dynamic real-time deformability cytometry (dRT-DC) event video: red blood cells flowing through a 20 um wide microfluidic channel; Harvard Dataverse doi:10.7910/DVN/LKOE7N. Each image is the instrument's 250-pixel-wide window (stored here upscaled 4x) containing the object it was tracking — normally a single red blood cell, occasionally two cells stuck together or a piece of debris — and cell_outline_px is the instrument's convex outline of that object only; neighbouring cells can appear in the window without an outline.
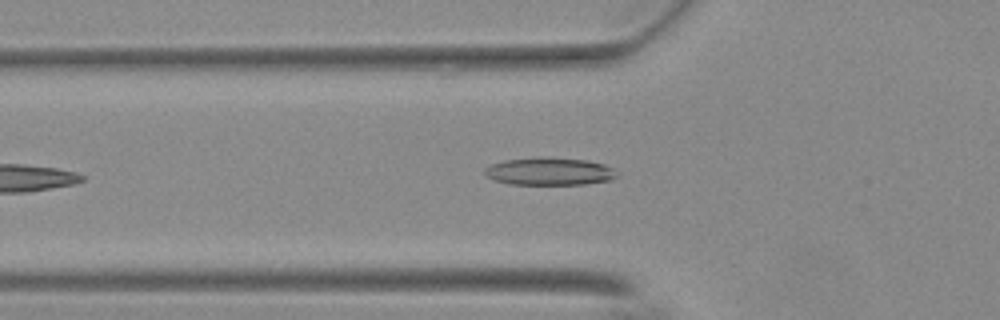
{"species": "Egyptian fruit bat (a non-hibernating species)", "species_latin": "Rousettus aegyptiacus", "temperature_condition": "warm", "stored_images_in_passage": 23, "camera_frame_rate_fps": 3000, "um_per_image_px": 0.085, "animal": {"sex": "female"}, "frame": {"image": 1, "passage_image": 4, "time_ms": 1.0, "image_size_px": [1000, 320], "cell_outline_px": [[620, 176], [608, 180], [584, 184], [508, 184], [496, 180], [488, 176], [484, 172], [484, 168], [492, 164], [504, 160], [536, 156], [544, 156], [588, 160], [604, 164], [620, 172]], "centroid_in_image_um": [46.74, 14.55], "position_along_channel_um": 79.1, "area_um2": 21.56}}